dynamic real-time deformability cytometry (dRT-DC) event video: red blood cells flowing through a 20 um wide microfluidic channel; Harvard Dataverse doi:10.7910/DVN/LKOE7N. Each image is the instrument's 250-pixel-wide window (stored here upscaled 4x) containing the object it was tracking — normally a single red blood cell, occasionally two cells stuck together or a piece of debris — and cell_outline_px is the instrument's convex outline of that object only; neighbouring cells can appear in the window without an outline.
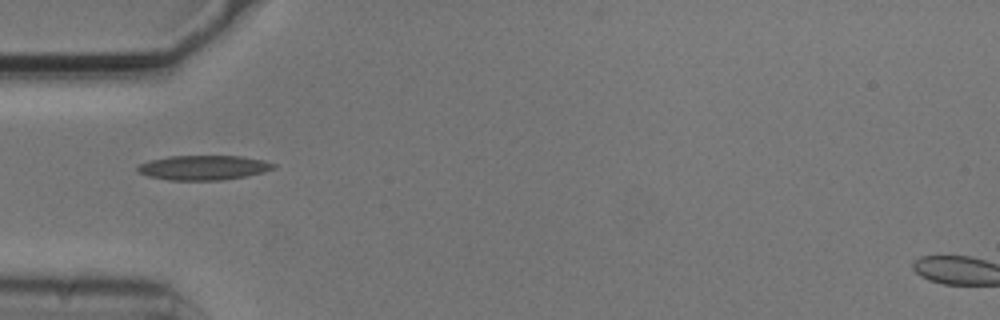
{"species": "common noctule bat (a hibernating species)", "species_latin": "Nyctalus noctula", "temperature_condition": "cold", "stored_images_in_passage": 7, "camera_frame_rate_fps": 3000, "um_per_image_px": 0.085, "animal": {"sex": "male", "body_mass_g": 20.5, "forearm_length_mm": 52.5}, "frame": {"image": 1, "passage_image": 1, "time_ms": 0.0, "image_size_px": [1000, 320], "cell_outline_px": [[276, 168], [264, 172], [244, 176], [220, 180], [168, 180], [148, 176], [136, 172], [136, 168], [140, 164], [148, 160], [168, 156], [240, 156], [264, 160], [276, 164]], "centroid_in_image_um": [17.27, 14.24], "position_along_channel_um": 67.7, "area_um2": 19.59}}
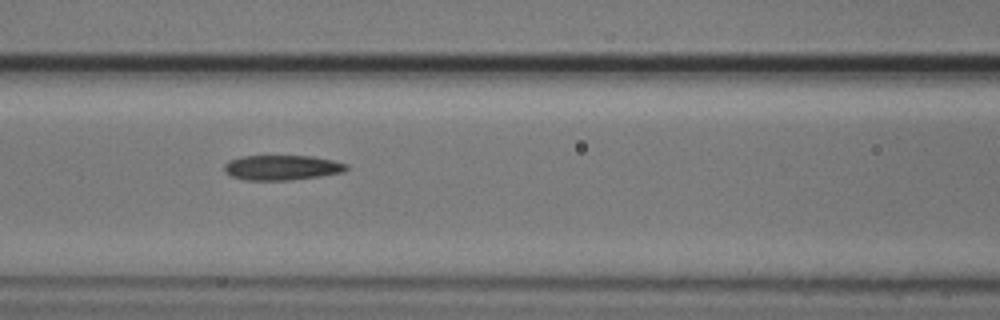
{"frame": {"image": 2, "passage_image": 3, "time_ms": 0.667, "image_size_px": [1000, 320], "cell_outline_px": [[348, 168], [344, 172], [320, 176], [288, 180], [244, 180], [232, 176], [224, 172], [224, 164], [228, 160], [240, 156], [312, 156], [332, 160], [348, 164]], "centroid_in_image_um": [23.94, 14.24], "position_along_channel_um": 142.7, "area_um2": 17.86}}
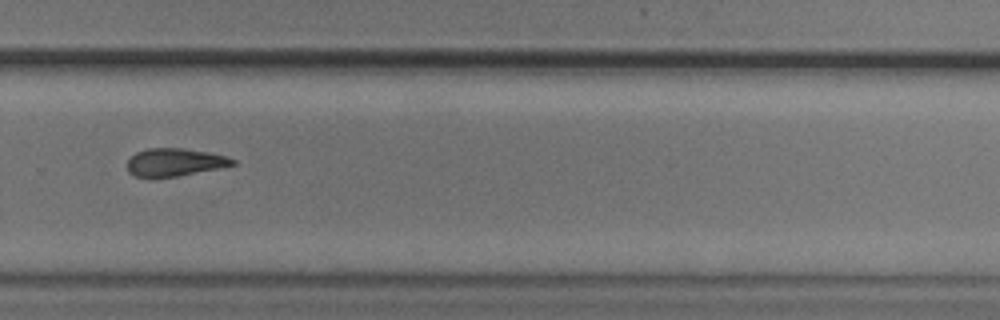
{"frame": {"image": 3, "passage_image": 7, "time_ms": 2.0, "image_size_px": [1000, 320], "cell_outline_px": [[236, 164], [176, 176], [152, 180], [148, 180], [132, 176], [128, 172], [128, 160], [136, 152], [148, 148], [180, 148], [208, 152], [224, 156], [236, 160]], "centroid_in_image_um": [14.74, 13.82], "position_along_channel_um": 315.1, "area_um2": 17.28}}